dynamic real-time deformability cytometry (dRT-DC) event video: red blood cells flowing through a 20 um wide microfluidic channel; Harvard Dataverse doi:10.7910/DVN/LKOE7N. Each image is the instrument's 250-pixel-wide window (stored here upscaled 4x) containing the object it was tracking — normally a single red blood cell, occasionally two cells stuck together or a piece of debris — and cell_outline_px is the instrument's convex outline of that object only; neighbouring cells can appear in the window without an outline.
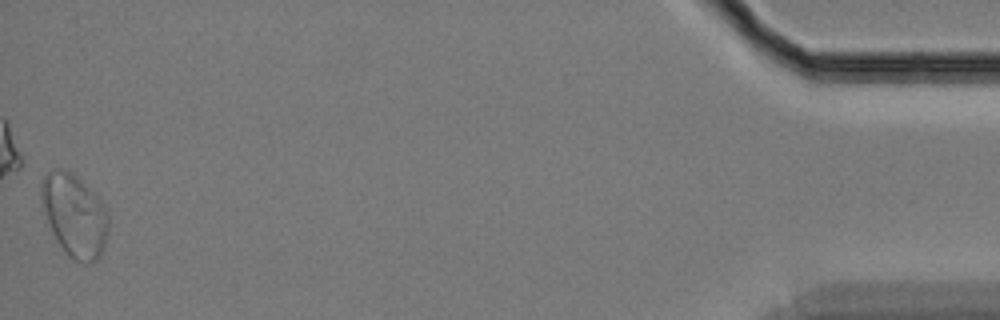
{"species": "Egyptian fruit bat (a non-hibernating species)", "species_latin": "Rousettus aegyptiacus", "temperature_condition": "cold", "stored_images_in_passage": 58, "camera_frame_rate_fps": 3000, "um_per_image_px": 0.085, "animal": {"sex": "female"}, "frame": {"image": 1, "passage_image": 58, "time_ms": 19.0, "image_size_px": [1000, 320], "cell_outline_px": [[108, 232], [104, 248], [100, 256], [92, 264], [84, 264], [72, 260], [64, 252], [56, 240], [52, 232], [40, 200], [40, 188], [44, 176], [48, 172], [72, 172], [104, 204], [108, 212]], "centroid_in_image_um": [6.35, 18.39], "position_along_channel_um": 428.9, "area_um2": 32.19}, "authors_computed_cell_mechanics": {"area_um2": 22.542, "velocity_mm_per_s": 3.3691, "shape_relaxation_time_tau1_ms": 7.6025, "shape_relaxation_time_tau2_ms": 2.2909, "deformation_change_tau1": 0.1792, "deformation_change_tau2": 0.0892}}